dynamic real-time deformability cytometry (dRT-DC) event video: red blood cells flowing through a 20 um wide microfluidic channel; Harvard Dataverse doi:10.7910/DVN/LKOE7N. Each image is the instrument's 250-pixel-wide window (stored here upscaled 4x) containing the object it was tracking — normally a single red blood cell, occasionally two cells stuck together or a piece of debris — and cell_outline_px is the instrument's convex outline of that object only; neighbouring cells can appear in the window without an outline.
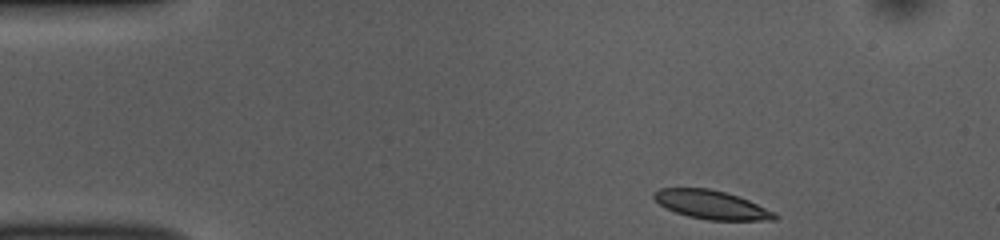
{"species": "common noctule bat (a hibernating species)", "species_latin": "Nyctalus noctula", "temperature_condition": "room temperature", "stored_images_in_passage": 46, "camera_frame_rate_fps": 3000, "um_per_image_px": 0.085, "animal": {"sex": "female", "body_mass_g": 10.0, "forearm_length_mm": 53.1}, "frame": {"image": 1, "passage_image": 1, "time_ms": 0.0, "image_size_px": [1000, 240], "cell_outline_px": [[780, 216], [776, 220], [708, 220], [688, 216], [676, 212], [660, 204], [652, 196], [652, 192], [660, 188], [708, 188], [724, 192], [748, 200], [776, 212]], "centroid_in_image_um": [60.5, 17.41], "position_along_channel_um": 24.5, "area_um2": 20.06}}
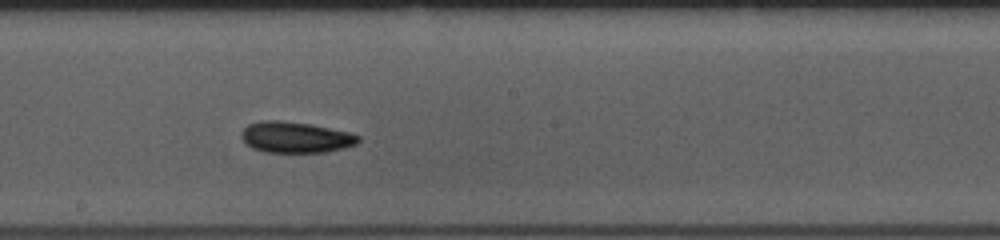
{"frame": {"image": 2, "passage_image": 22, "time_ms": 7.0, "image_size_px": [1000, 240], "cell_outline_px": [[360, 140], [356, 144], [344, 148], [324, 152], [264, 152], [252, 148], [240, 136], [240, 132], [248, 124], [260, 120], [280, 120], [308, 124], [348, 132], [360, 136]], "centroid_in_image_um": [25.09, 11.67], "position_along_channel_um": 223.1, "area_um2": 21.04}}
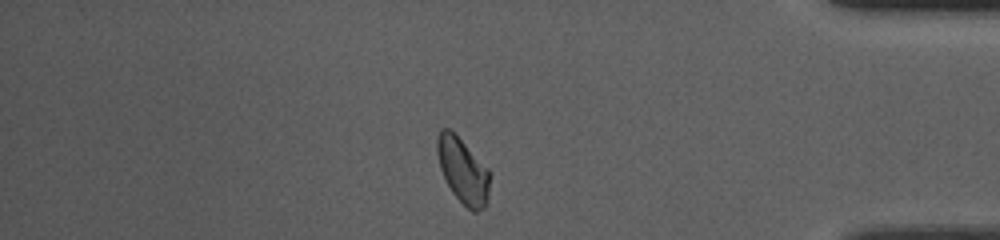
{"frame": {"image": 3, "passage_image": 38, "time_ms": 12.333, "image_size_px": [1000, 240], "cell_outline_px": [[488, 192], [484, 208], [476, 212], [472, 212], [452, 192], [440, 168], [436, 152], [436, 140], [440, 128], [448, 128], [488, 168]], "centroid_in_image_um": [39.3, 14.5], "position_along_channel_um": 395.9, "area_um2": 19.42}, "authors_computed_cell_mechanics": {"area_um2": 20.4323, "velocity_mm_per_s": 3.8149, "shape_relaxation_time_tau1_ms": 2.9011, "shape_relaxation_time_tau2_ms": 7.4642, "deformation_change_tau1": 0.1159, "deformation_change_tau2": 0.1464}}